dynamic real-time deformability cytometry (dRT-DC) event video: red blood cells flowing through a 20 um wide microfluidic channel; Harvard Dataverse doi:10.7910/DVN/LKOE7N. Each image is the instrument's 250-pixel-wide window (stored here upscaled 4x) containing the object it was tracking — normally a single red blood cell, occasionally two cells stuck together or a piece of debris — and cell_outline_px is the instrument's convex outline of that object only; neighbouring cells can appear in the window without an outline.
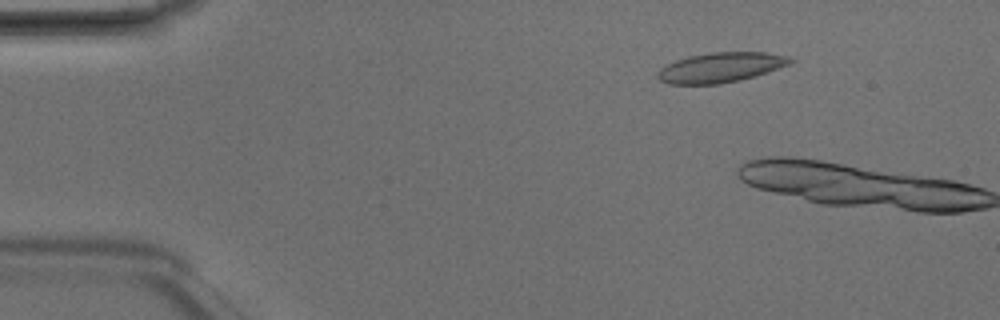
{"species": "Egyptian fruit bat (a non-hibernating species)", "species_latin": "Rousettus aegyptiacus", "temperature_condition": "room temperature", "stored_images_in_passage": 3, "camera_frame_rate_fps": 3000, "um_per_image_px": 0.085, "animal": {"sex": "male"}, "frame": {"image": 1, "passage_image": 2, "time_ms": 0.333, "image_size_px": [1000, 320], "cell_outline_px": [[796, 60], [792, 64], [756, 76], [740, 80], [720, 84], [668, 84], [660, 80], [656, 76], [656, 72], [660, 68], [676, 60], [688, 56], [708, 52], [768, 52], [792, 56]], "centroid_in_image_um": [61.32, 5.72], "position_along_channel_um": 23.7, "area_um2": 23.58}}